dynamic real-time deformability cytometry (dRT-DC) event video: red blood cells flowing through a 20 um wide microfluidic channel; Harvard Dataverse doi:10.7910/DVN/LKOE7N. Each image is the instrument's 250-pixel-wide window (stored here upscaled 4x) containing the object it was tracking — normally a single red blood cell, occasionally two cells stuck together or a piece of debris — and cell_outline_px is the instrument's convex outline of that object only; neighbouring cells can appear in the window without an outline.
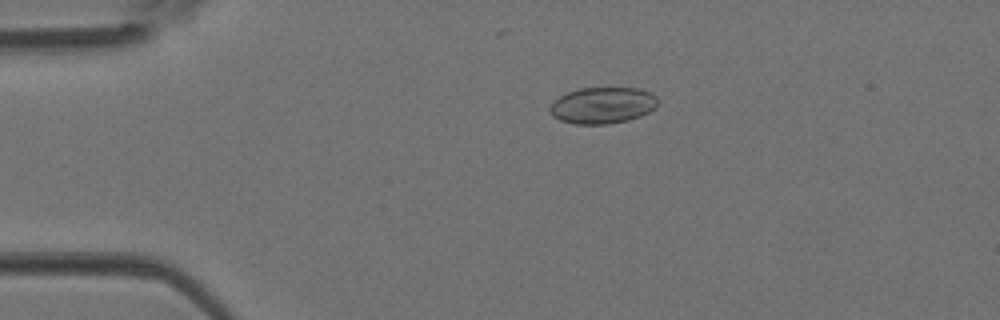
{"species": "Egyptian fruit bat (a non-hibernating species)", "species_latin": "Rousettus aegyptiacus", "temperature_condition": "room temperature", "stored_images_in_passage": 3, "camera_frame_rate_fps": 3000, "um_per_image_px": 0.085, "animal": {"sex": "female"}, "frame": {"image": 1, "passage_image": 2, "time_ms": 0.333, "image_size_px": [1000, 320], "cell_outline_px": [[660, 100], [656, 108], [640, 116], [628, 120], [608, 124], [576, 124], [560, 120], [552, 116], [548, 108], [560, 96], [568, 92], [580, 88], [636, 88], [652, 92]], "centroid_in_image_um": [51.26, 8.95], "position_along_channel_um": 33.7, "area_um2": 23.0}}